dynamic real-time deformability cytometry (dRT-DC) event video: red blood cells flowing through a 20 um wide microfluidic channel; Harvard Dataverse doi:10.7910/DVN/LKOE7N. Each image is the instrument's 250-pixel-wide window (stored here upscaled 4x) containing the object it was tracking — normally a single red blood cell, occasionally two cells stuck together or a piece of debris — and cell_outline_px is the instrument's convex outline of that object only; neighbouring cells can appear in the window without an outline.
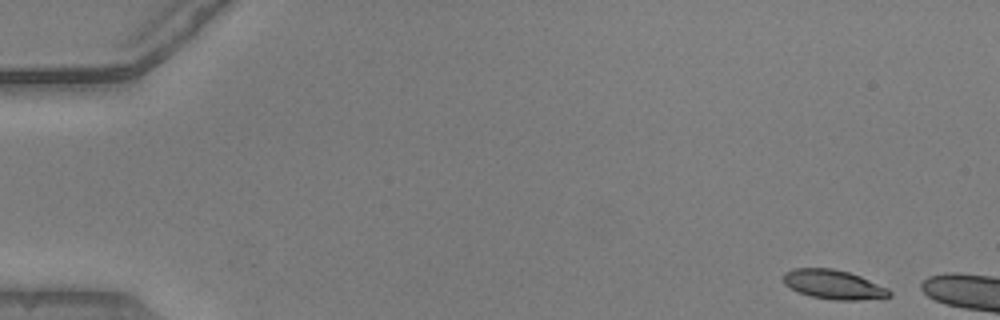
{"species": "common noctule bat (a hibernating species)", "species_latin": "Nyctalus noctula", "temperature_condition": "warm", "stored_images_in_passage": 7, "camera_frame_rate_fps": 3000, "um_per_image_px": 0.085, "animal": {"sex": "male", "body_mass_g": 20.5, "forearm_length_mm": 52.5}, "frame": {"image": 1, "passage_image": 1, "time_ms": 0.0, "image_size_px": [1000, 320], "cell_outline_px": [[892, 296], [860, 300], [836, 300], [812, 296], [800, 292], [784, 284], [784, 272], [792, 268], [832, 268], [848, 272], [860, 276], [888, 288], [892, 292]], "centroid_in_image_um": [70.87, 24.17], "position_along_channel_um": 14.1, "area_um2": 17.92}}